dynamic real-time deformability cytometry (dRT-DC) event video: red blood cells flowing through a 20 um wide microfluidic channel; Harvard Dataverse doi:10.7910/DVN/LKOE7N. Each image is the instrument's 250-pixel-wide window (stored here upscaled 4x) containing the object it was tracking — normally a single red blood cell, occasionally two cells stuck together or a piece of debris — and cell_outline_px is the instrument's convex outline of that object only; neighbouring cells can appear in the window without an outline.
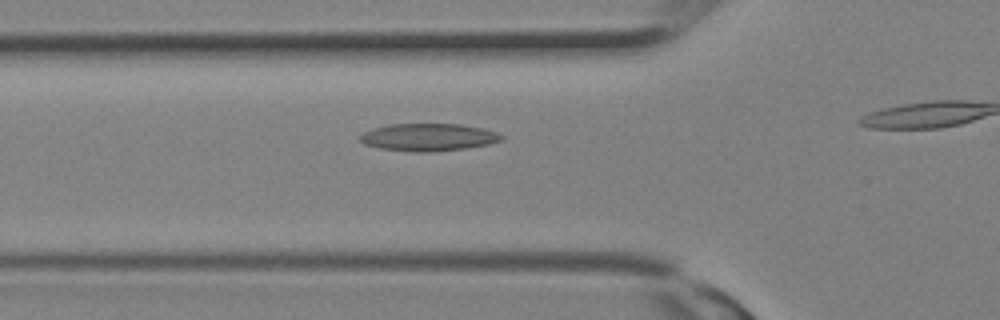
{"species": "Egyptian fruit bat (a non-hibernating species)", "species_latin": "Rousettus aegyptiacus", "temperature_condition": "room temperature", "stored_images_in_passage": 5, "camera_frame_rate_fps": 3000, "um_per_image_px": 0.085, "animal": {"sex": "female"}, "frame": {"image": 1, "passage_image": 2, "time_ms": 0.333, "image_size_px": [1000, 320], "cell_outline_px": [[504, 136], [500, 140], [488, 144], [464, 148], [424, 152], [412, 152], [380, 148], [364, 144], [360, 140], [360, 136], [364, 132], [372, 128], [388, 124], [460, 124], [480, 128], [496, 132]], "centroid_in_image_um": [36.36, 11.66], "position_along_channel_um": 89.4, "area_um2": 22.37}}
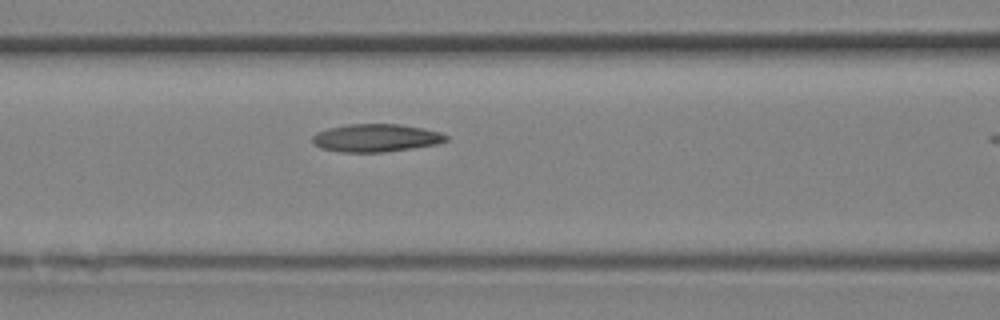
{"frame": {"image": 2, "passage_image": 4, "time_ms": 1.0, "image_size_px": [1000, 320], "cell_outline_px": [[448, 140], [436, 144], [412, 148], [384, 152], [340, 152], [320, 148], [312, 144], [312, 136], [316, 132], [328, 128], [348, 124], [400, 124], [440, 132], [448, 136]], "centroid_in_image_um": [31.9, 11.72], "position_along_channel_um": 134.7, "area_um2": 21.73}}